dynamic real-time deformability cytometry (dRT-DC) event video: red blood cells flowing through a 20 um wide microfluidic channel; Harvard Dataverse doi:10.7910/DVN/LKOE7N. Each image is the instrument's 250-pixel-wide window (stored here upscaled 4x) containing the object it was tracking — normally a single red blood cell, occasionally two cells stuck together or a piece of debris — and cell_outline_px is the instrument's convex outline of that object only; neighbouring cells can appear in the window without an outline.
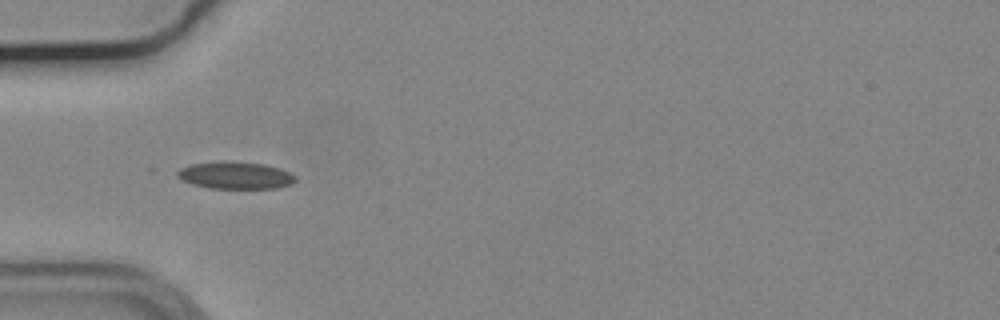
{"species": "common noctule bat (a hibernating species)", "species_latin": "Nyctalus noctula", "temperature_condition": "cold", "stored_images_in_passage": 4, "camera_frame_rate_fps": 3000, "um_per_image_px": 0.085, "animal": {"sex": "male", "body_mass_g": 19.2, "forearm_length_mm": 51.8}, "frame": {"image": 1, "passage_image": 1, "time_ms": 0.0, "image_size_px": [1000, 320], "cell_outline_px": [[296, 180], [292, 184], [276, 188], [208, 188], [192, 184], [176, 176], [176, 172], [180, 168], [192, 164], [264, 164], [280, 168], [296, 176]], "centroid_in_image_um": [20.05, 14.96], "position_along_channel_um": 65.0, "area_um2": 17.74}}
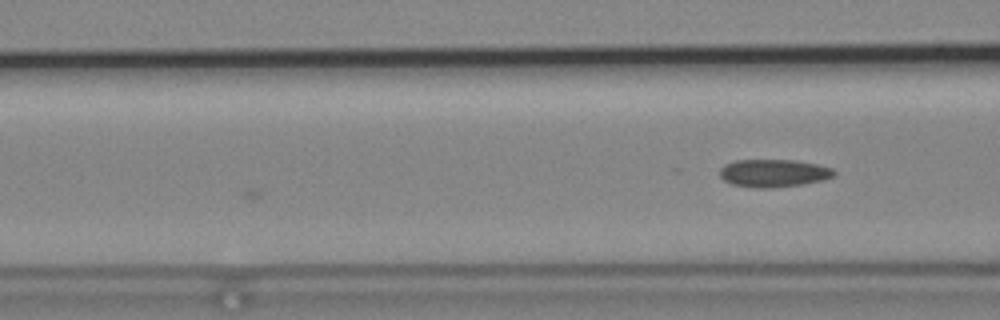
{"frame": {"image": 2, "passage_image": 4, "time_ms": 1.0, "image_size_px": [1000, 320], "cell_outline_px": [[836, 172], [832, 176], [824, 180], [804, 184], [772, 188], [756, 188], [732, 184], [724, 180], [720, 176], [720, 168], [724, 164], [736, 160], [792, 160], [816, 164], [832, 168]], "centroid_in_image_um": [65.74, 14.72], "position_along_channel_um": 100.9, "area_um2": 18.5}}